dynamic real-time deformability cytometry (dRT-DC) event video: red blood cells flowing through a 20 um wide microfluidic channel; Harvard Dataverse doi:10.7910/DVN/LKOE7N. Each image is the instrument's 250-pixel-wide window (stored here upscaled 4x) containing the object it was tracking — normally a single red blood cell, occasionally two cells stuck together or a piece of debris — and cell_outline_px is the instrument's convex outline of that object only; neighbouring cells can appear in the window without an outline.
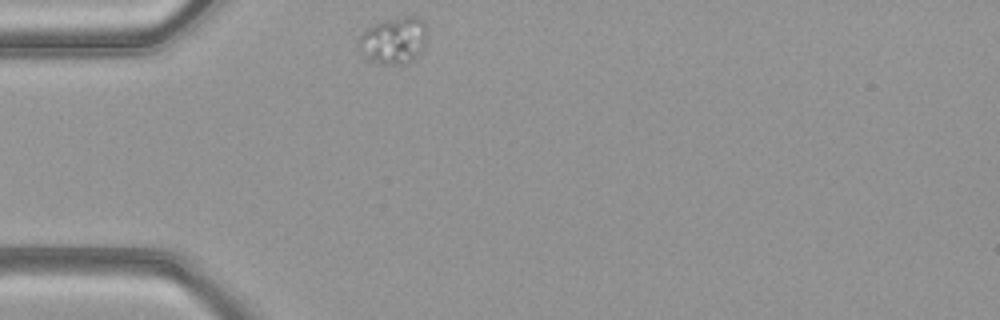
{"species": "common noctule bat (a hibernating species)", "species_latin": "Nyctalus noctula", "temperature_condition": "warm", "stored_images_in_passage": 32, "camera_frame_rate_fps": 3000, "um_per_image_px": 0.085, "animal": {"sex": "female", "body_mass_g": 21.9}, "frame": {"image": 1, "passage_image": 1, "time_ms": 0.0, "image_size_px": [1000, 320], "cell_outline_px": [[428, 36], [420, 52], [412, 60], [404, 64], [380, 64], [364, 56], [360, 40], [360, 36], [372, 24], [384, 20], [400, 16], [416, 16], [424, 20]], "centroid_in_image_um": [33.53, 3.4], "position_along_channel_um": 51.5, "area_um2": 18.5}}
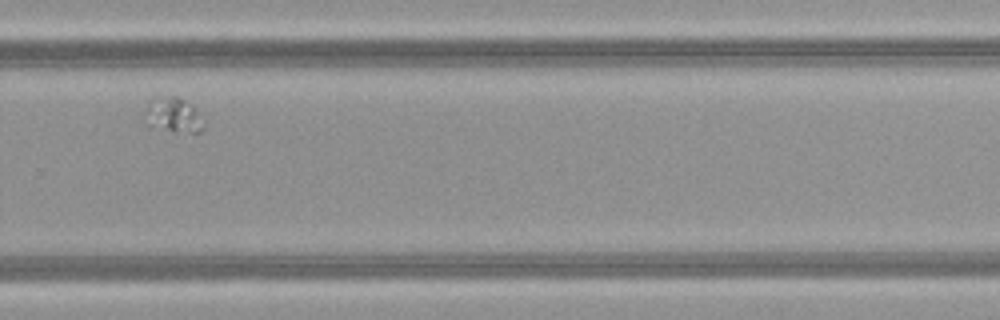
{"frame": {"image": 2, "passage_image": 23, "time_ms": 7.333, "image_size_px": [1000, 320], "cell_outline_px": [[204, 128], [200, 132], [192, 132], [148, 128], [144, 124], [144, 108], [148, 100], [156, 96], [176, 96], [192, 104], [204, 120]], "centroid_in_image_um": [14.65, 9.76], "position_along_channel_um": 315.2, "area_um2": 12.54}}
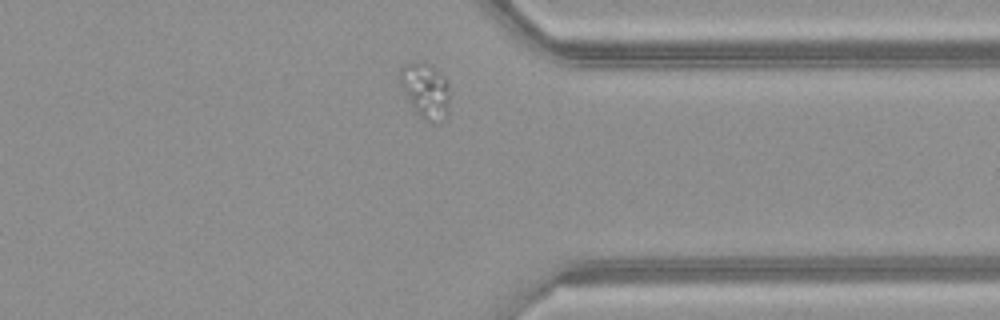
{"frame": {"image": 3, "passage_image": 28, "time_ms": 9.0, "image_size_px": [1000, 320], "cell_outline_px": [[448, 116], [440, 124], [424, 120], [416, 112], [400, 88], [400, 64], [432, 64], [448, 80]], "centroid_in_image_um": [36.18, 7.73], "position_along_channel_um": 375.2, "area_um2": 16.18}}